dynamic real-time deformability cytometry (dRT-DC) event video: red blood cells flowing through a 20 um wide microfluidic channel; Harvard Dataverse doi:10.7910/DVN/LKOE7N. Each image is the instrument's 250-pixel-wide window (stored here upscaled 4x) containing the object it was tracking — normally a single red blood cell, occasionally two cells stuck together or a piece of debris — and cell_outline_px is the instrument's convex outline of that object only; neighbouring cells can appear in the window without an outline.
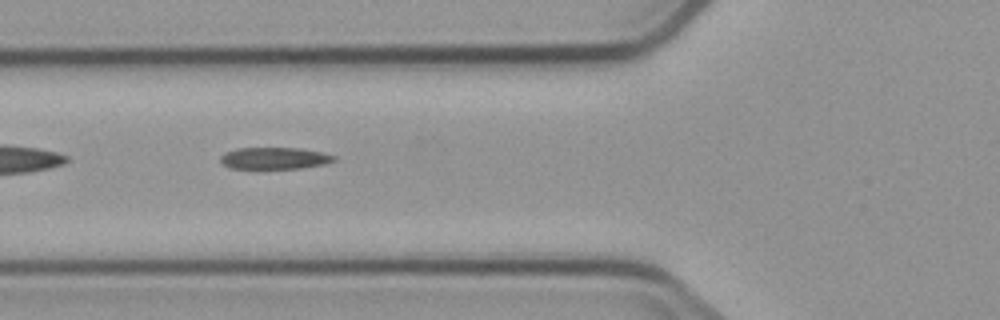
{"species": "common noctule bat (a hibernating species)", "species_latin": "Nyctalus noctula", "temperature_condition": "cold", "stored_images_in_passage": 6, "segment_of_instrument_passage": [2, 2], "camera_frame_rate_fps": 3000, "um_per_image_px": 0.085, "animal": {"sex": "male", "body_mass_g": 23.1, "forearm_length_mm": 52.7}, "frame": {"image": 1, "passage_image": 6, "time_ms": 5.667, "image_size_px": [1000, 320], "cell_outline_px": [[336, 160], [324, 164], [300, 168], [232, 168], [224, 164], [220, 160], [220, 156], [224, 152], [236, 148], [300, 148], [320, 152], [336, 156]], "centroid_in_image_um": [23.32, 13.44], "position_along_channel_um": 102.5, "area_um2": 14.28}}